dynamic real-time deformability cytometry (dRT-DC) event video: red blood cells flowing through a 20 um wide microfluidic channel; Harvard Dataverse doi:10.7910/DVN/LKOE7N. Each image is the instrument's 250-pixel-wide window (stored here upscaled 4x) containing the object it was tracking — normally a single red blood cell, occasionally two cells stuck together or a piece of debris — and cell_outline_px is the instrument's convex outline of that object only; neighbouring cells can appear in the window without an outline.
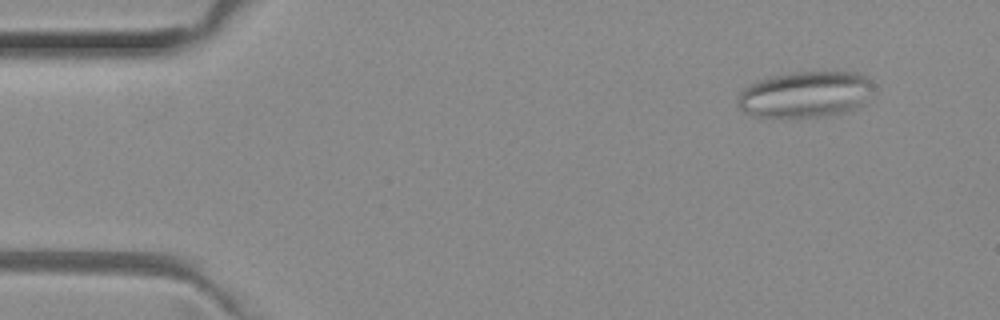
{"species": "common noctule bat (a hibernating species)", "species_latin": "Nyctalus noctula", "temperature_condition": "room temperature", "stored_images_in_passage": 49, "segment_of_instrument_passage": [1, 2], "camera_frame_rate_fps": 3000, "um_per_image_px": 0.085, "animal": {"sex": "female", "body_mass_g": 29.2, "forearm_length_mm": 56.3}, "frame": {"image": 1, "passage_image": 1, "time_ms": 0.0, "image_size_px": [1000, 320], "cell_outline_px": [[876, 92], [868, 104], [848, 112], [820, 116], [756, 116], [744, 112], [736, 104], [736, 100], [740, 92], [744, 88], [760, 80], [792, 72], [860, 72], [868, 76], [876, 84]], "centroid_in_image_um": [68.62, 8.01], "position_along_channel_um": 16.4, "area_um2": 37.17}}
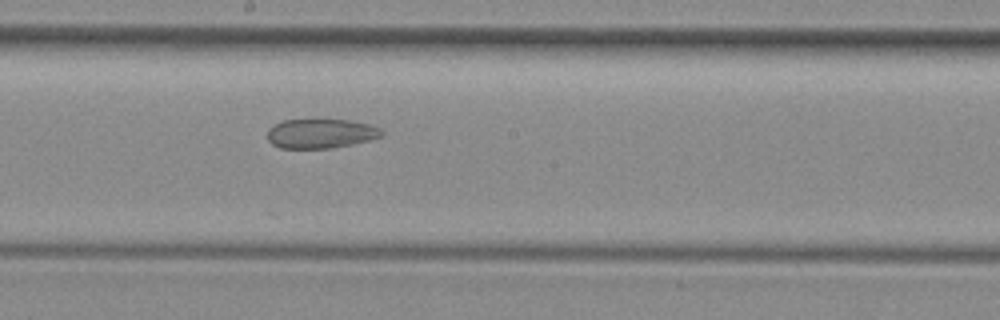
{"frame": {"image": 2, "passage_image": 24, "time_ms": 7.667, "image_size_px": [1000, 320], "cell_outline_px": [[384, 132], [380, 136], [368, 140], [352, 144], [332, 148], [280, 148], [272, 144], [268, 140], [268, 128], [284, 120], [316, 116], [320, 116], [348, 120], [368, 124], [380, 128]], "centroid_in_image_um": [27.23, 11.29], "position_along_channel_um": 221.0, "area_um2": 20.35}}
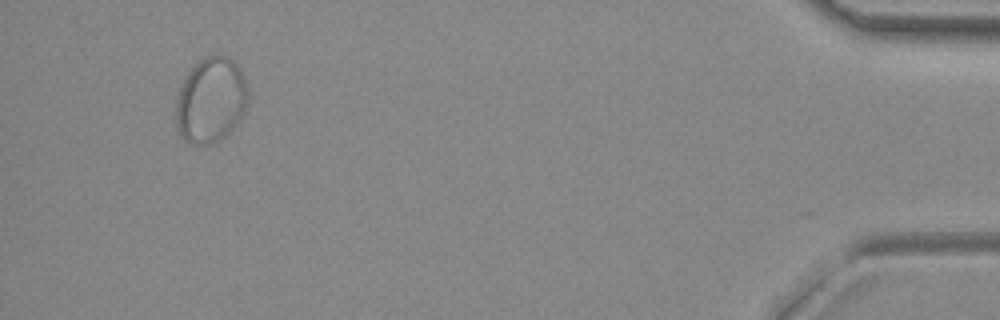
{"frame": {"image": 3, "passage_image": 45, "time_ms": 14.667, "image_size_px": [1000, 320], "cell_outline_px": [[248, 100], [244, 112], [236, 124], [224, 136], [208, 144], [184, 140], [180, 136], [176, 128], [176, 100], [180, 88], [188, 72], [204, 56], [228, 56], [236, 64], [244, 76], [248, 88]], "centroid_in_image_um": [17.92, 8.49], "position_along_channel_um": 417.3, "area_um2": 35.43}}